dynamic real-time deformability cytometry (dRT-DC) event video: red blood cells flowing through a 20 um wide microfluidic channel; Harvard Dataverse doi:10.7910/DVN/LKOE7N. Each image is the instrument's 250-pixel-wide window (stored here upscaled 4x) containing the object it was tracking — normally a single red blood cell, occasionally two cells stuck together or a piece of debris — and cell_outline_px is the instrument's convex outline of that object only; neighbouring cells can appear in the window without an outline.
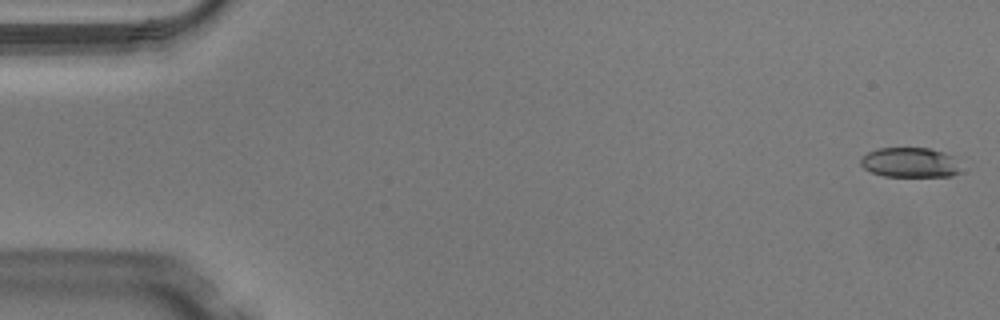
{"species": "Egyptian fruit bat (a non-hibernating species)", "species_latin": "Rousettus aegyptiacus", "temperature_condition": "warm", "stored_images_in_passage": 50, "camera_frame_rate_fps": 3000, "um_per_image_px": 0.085, "animal": {"sex": "male"}, "frame": {"image": 1, "passage_image": 2, "time_ms": 0.333, "image_size_px": [1000, 320], "cell_outline_px": [[960, 172], [952, 176], [884, 176], [872, 172], [864, 168], [860, 164], [860, 160], [868, 152], [876, 148], [928, 148], [944, 152], [952, 156]], "centroid_in_image_um": [77.31, 13.81], "position_along_channel_um": 7.7, "area_um2": 17.22}}
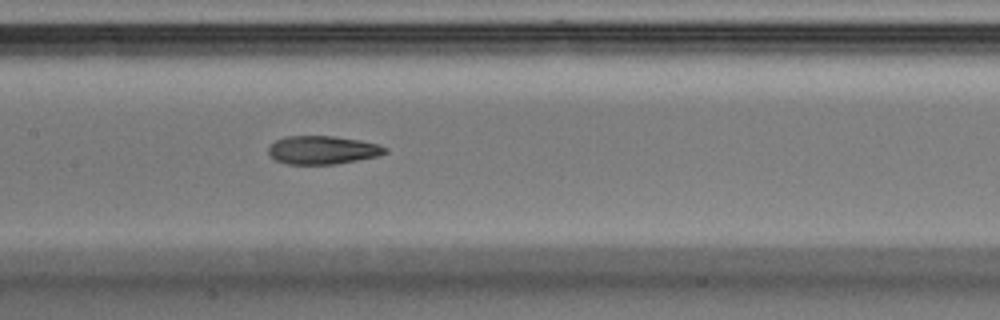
{"frame": {"image": 2, "passage_image": 25, "time_ms": 8.0, "image_size_px": [1000, 320], "cell_outline_px": [[388, 152], [376, 156], [336, 164], [288, 164], [276, 160], [268, 152], [268, 148], [276, 140], [284, 136], [332, 136], [360, 140], [376, 144], [388, 148]], "centroid_in_image_um": [27.41, 12.74], "position_along_channel_um": 180.0, "area_um2": 19.07}}
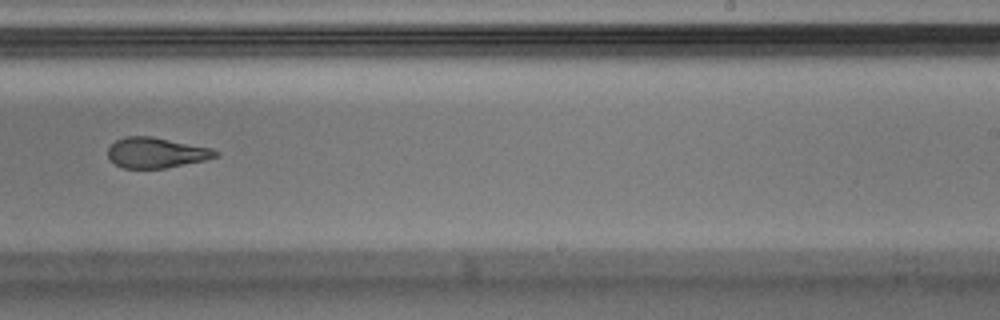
{"frame": {"image": 3, "passage_image": 32, "time_ms": 10.333, "image_size_px": [1000, 320], "cell_outline_px": [[220, 156], [204, 160], [164, 168], [124, 168], [116, 164], [108, 156], [108, 148], [116, 140], [124, 136], [152, 136], [212, 148], [220, 152]], "centroid_in_image_um": [13.3, 12.97], "position_along_channel_um": 275.7, "area_um2": 19.02}, "authors_computed_cell_mechanics": {"area_um2": 19.7387, "velocity_mm_per_s": 4.1198, "shape_relaxation_time_tau1_ms": null, "shape_relaxation_time_tau2_ms": 2.5529, "deformation_change_tau1": null, "deformation_change_tau2": 0.117}}